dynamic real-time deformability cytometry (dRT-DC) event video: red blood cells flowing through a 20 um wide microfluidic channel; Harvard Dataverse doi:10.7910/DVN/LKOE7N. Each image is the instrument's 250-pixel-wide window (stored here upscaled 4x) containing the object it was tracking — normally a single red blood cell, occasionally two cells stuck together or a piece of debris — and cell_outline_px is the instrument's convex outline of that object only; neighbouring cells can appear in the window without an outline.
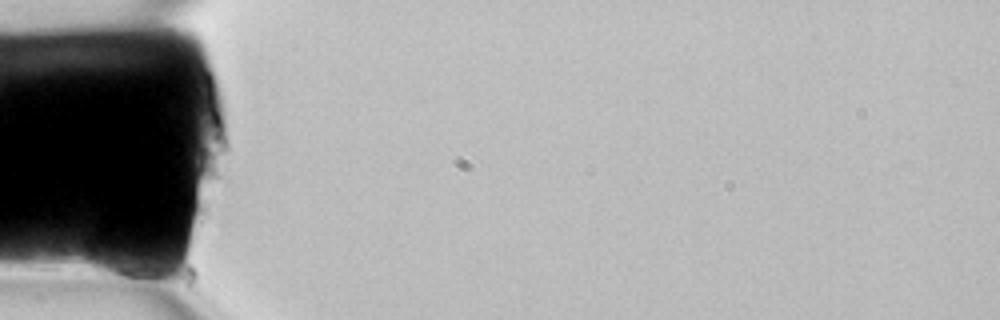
{"species": "common noctule bat (a hibernating species)", "species_latin": "Nyctalus noctula", "temperature_condition": "room temperature", "stored_images_in_passage": 5, "camera_frame_rate_fps": 3000, "um_per_image_px": 0.085, "animal": {"sex": "female", "body_mass_g": 22.7, "forearm_length_mm": 54.2}, "frame": {"image": 1, "passage_image": 1, "time_ms": 0.0, "image_size_px": [1000, 320], "cell_outline_px": [[160, 272], [152, 276], [112, 276], [92, 272], [88, 268], [84, 260], [92, 232], [96, 228], [100, 228], [140, 256]], "centroid_in_image_um": [9.75, 21.9], "position_along_channel_um": 75.2, "area_um2": 15.09}}